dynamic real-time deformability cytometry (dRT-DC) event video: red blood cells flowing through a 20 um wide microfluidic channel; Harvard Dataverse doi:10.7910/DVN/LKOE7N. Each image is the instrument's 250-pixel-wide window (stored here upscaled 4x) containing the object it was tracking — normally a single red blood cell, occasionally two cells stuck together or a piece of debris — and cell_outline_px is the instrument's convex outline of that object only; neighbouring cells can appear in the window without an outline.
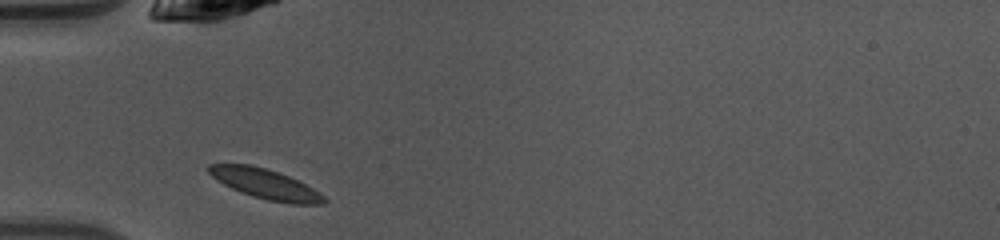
{"species": "common noctule bat (a hibernating species)", "species_latin": "Nyctalus noctula", "temperature_condition": "warm", "stored_images_in_passage": 34, "camera_frame_rate_fps": 3000, "um_per_image_px": 0.085, "animal": {"sex": "female", "body_mass_g": 10.0, "forearm_length_mm": 53.1}, "frame": {"image": 1, "passage_image": 1, "time_ms": 0.0, "image_size_px": [1000, 240], "cell_outline_px": [[328, 200], [324, 204], [288, 204], [268, 200], [252, 196], [232, 188], [224, 184], [212, 176], [204, 168], [208, 164], [252, 164], [288, 176], [312, 188], [324, 196]], "centroid_in_image_um": [22.53, 15.64], "position_along_channel_um": 62.5, "area_um2": 19.94}}
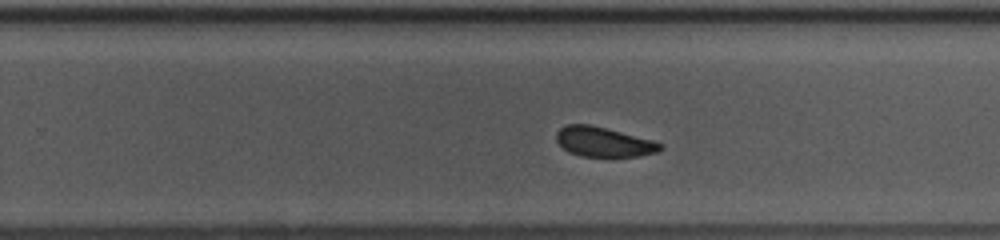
{"frame": {"image": 2, "passage_image": 17, "time_ms": 5.333, "image_size_px": [1000, 240], "cell_outline_px": [[664, 148], [656, 152], [640, 156], [580, 156], [568, 152], [556, 140], [556, 132], [560, 128], [568, 124], [592, 124], [652, 140], [664, 144]], "centroid_in_image_um": [51.31, 12.05], "position_along_channel_um": 278.5, "area_um2": 18.03}}
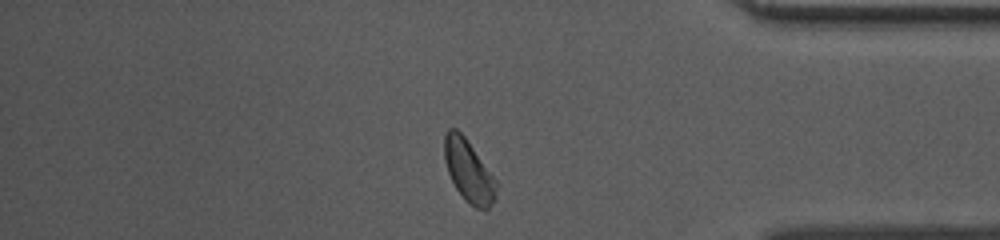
{"frame": {"image": 3, "passage_image": 27, "time_ms": 8.667, "image_size_px": [1000, 240], "cell_outline_px": [[496, 196], [488, 208], [484, 212], [476, 208], [464, 200], [456, 188], [448, 172], [444, 160], [444, 136], [448, 128], [456, 128], [464, 136], [496, 180]], "centroid_in_image_um": [39.82, 14.55], "position_along_channel_um": 395.4, "area_um2": 18.61}, "authors_computed_cell_mechanics": {"area_um2": 19.074, "velocity_mm_per_s": 4.0957, "shape_relaxation_time_tau1_ms": 2.7491, "shape_relaxation_time_tau2_ms": 1.9686, "deformation_change_tau1": 0.0786, "deformation_change_tau2": 0.0605}}